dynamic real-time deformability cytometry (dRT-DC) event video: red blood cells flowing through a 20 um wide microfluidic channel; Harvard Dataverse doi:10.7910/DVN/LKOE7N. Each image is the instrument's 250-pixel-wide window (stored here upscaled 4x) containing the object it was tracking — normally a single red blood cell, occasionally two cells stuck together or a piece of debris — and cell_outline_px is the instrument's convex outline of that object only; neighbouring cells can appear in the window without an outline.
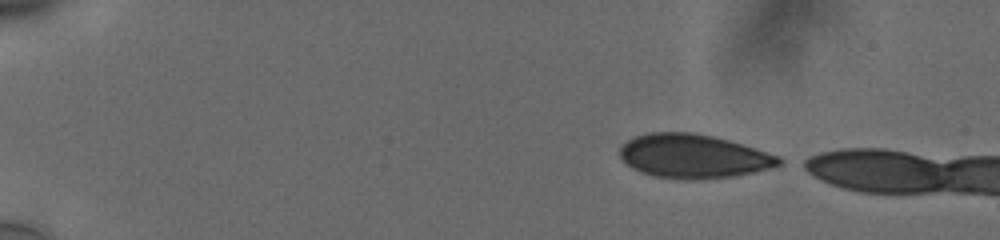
{"species": "human", "species_latin": "Homo sapiens", "temperature_condition": "cold", "stored_images_in_passage": 7, "camera_frame_rate_fps": 3000, "um_per_image_px": 0.085, "donor": {"sex": "male"}, "frame": {"image": 1, "passage_image": 1, "time_ms": 0.0, "image_size_px": [1000, 240], "cell_outline_px": [[788, 160], [772, 168], [736, 176], [700, 180], [684, 180], [652, 176], [640, 172], [632, 168], [620, 156], [620, 144], [632, 136], [648, 132], [692, 132], [716, 136], [780, 156]], "centroid_in_image_um": [58.95, 13.28], "position_along_channel_um": 26.1, "area_um2": 41.44}}